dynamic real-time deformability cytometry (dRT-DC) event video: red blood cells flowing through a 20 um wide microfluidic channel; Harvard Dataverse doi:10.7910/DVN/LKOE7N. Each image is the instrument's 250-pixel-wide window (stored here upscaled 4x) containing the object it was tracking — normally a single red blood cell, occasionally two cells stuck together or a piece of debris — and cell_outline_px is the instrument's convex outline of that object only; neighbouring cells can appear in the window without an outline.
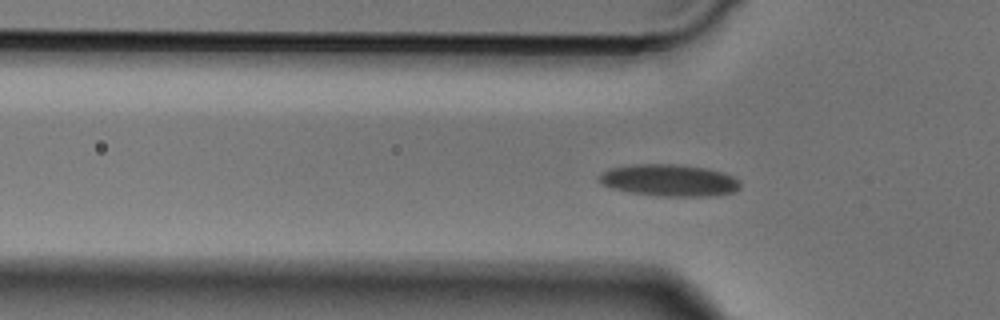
{"species": "Egyptian fruit bat (a non-hibernating species)", "species_latin": "Rousettus aegyptiacus", "temperature_condition": "cold", "stored_images_in_passage": 3, "camera_frame_rate_fps": 3000, "um_per_image_px": 0.085, "animal": {"sex": "male"}, "frame": {"image": 1, "passage_image": 2, "time_ms": 0.333, "image_size_px": [1000, 320], "cell_outline_px": [[740, 188], [736, 192], [716, 196], [652, 196], [628, 192], [608, 188], [600, 184], [596, 180], [596, 176], [600, 172], [608, 168], [628, 164], [684, 164], [708, 168], [724, 172], [736, 176], [740, 180]], "centroid_in_image_um": [56.85, 15.32], "position_along_channel_um": 69.0, "area_um2": 27.4}}